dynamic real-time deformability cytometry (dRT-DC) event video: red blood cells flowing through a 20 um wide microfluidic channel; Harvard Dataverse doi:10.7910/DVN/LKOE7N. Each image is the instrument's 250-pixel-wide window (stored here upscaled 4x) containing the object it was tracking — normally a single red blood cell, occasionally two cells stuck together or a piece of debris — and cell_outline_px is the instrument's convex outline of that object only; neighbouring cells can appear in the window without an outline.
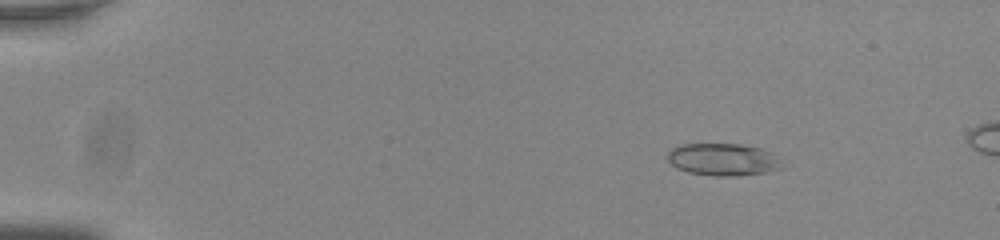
{"species": "common noctule bat (a hibernating species)", "species_latin": "Nyctalus noctula", "temperature_condition": "room temperature", "stored_images_in_passage": 16, "camera_frame_rate_fps": 3000, "um_per_image_px": 0.085, "animal": {"sex": "male", "body_mass_g": 20.0, "forearm_length_mm": 53.3}, "frame": {"image": 1, "passage_image": 5, "time_ms": 1.333, "image_size_px": [1000, 240], "cell_outline_px": [[780, 168], [764, 172], [736, 176], [712, 176], [688, 172], [676, 168], [668, 160], [668, 152], [672, 148], [680, 144], [740, 144], [760, 148], [772, 152]], "centroid_in_image_um": [61.37, 13.55], "position_along_channel_um": 23.6, "area_um2": 21.21}}